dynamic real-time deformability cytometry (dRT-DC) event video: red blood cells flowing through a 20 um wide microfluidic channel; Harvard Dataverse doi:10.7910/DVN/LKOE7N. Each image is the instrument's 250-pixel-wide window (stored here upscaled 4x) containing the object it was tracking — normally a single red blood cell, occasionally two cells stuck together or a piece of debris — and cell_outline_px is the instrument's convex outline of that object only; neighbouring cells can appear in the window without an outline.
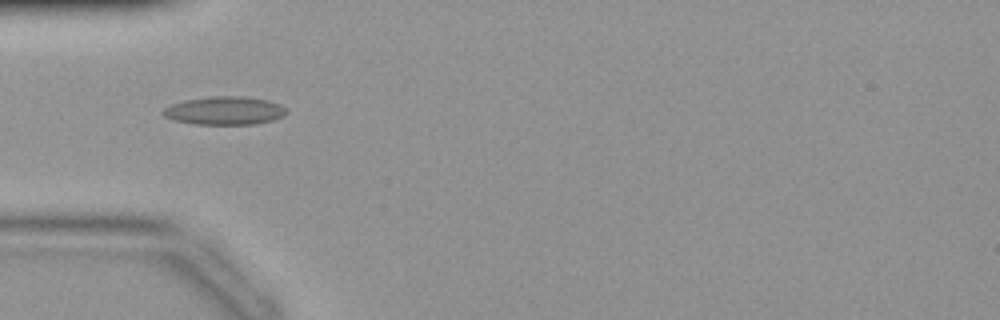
{"species": "common noctule bat (a hibernating species)", "species_latin": "Nyctalus noctula", "temperature_condition": "warm", "stored_images_in_passage": 34, "camera_frame_rate_fps": 3000, "um_per_image_px": 0.085, "animal": {"sex": "female", "body_mass_g": 19.9}, "frame": {"image": 1, "passage_image": 5, "time_ms": 1.333, "image_size_px": [1000, 320], "cell_outline_px": [[288, 112], [284, 116], [272, 120], [256, 124], [192, 124], [172, 120], [164, 116], [160, 112], [164, 108], [172, 104], [184, 100], [208, 96], [240, 96], [268, 100], [280, 104], [288, 108]], "centroid_in_image_um": [19.09, 9.4], "position_along_channel_um": 65.9, "area_um2": 20.58}}
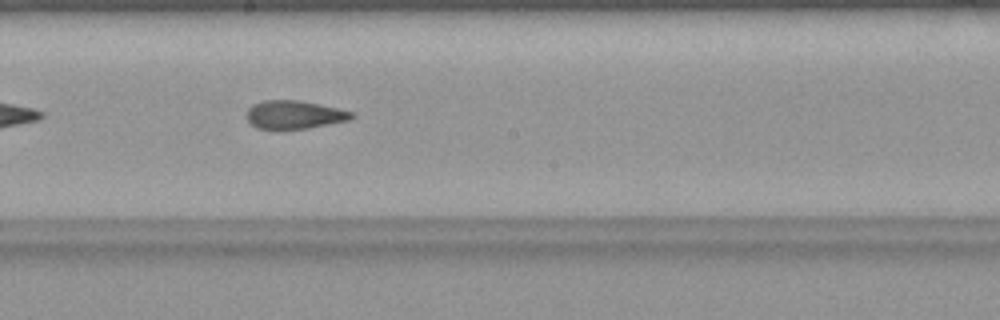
{"frame": {"image": 2, "passage_image": 15, "time_ms": 4.667, "image_size_px": [1000, 320], "cell_outline_px": [[356, 116], [348, 120], [308, 128], [280, 132], [276, 132], [256, 128], [244, 116], [248, 108], [252, 104], [264, 100], [300, 100], [320, 104], [356, 112]], "centroid_in_image_um": [24.97, 9.78], "position_along_channel_um": 223.2, "area_um2": 18.15}}
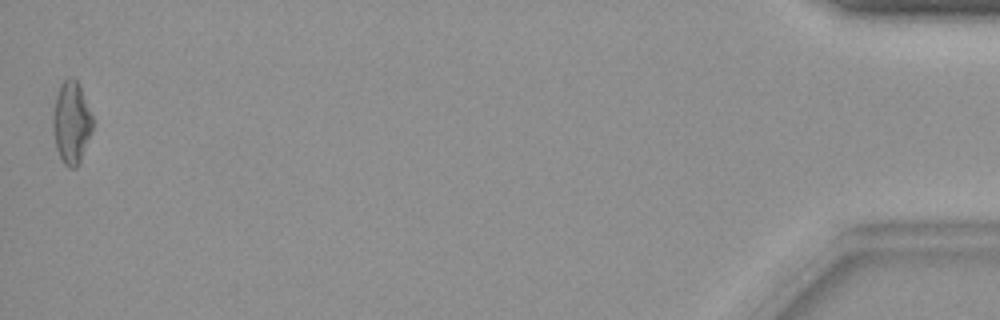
{"frame": {"image": 3, "passage_image": 34, "time_ms": 11.0, "image_size_px": [1000, 320], "cell_outline_px": [[92, 132], [80, 160], [76, 168], [68, 168], [64, 164], [56, 148], [52, 128], [52, 116], [56, 96], [60, 84], [64, 80], [72, 76], [80, 84], [92, 116]], "centroid_in_image_um": [6.06, 10.4], "position_along_channel_um": 429.1, "area_um2": 19.07}}